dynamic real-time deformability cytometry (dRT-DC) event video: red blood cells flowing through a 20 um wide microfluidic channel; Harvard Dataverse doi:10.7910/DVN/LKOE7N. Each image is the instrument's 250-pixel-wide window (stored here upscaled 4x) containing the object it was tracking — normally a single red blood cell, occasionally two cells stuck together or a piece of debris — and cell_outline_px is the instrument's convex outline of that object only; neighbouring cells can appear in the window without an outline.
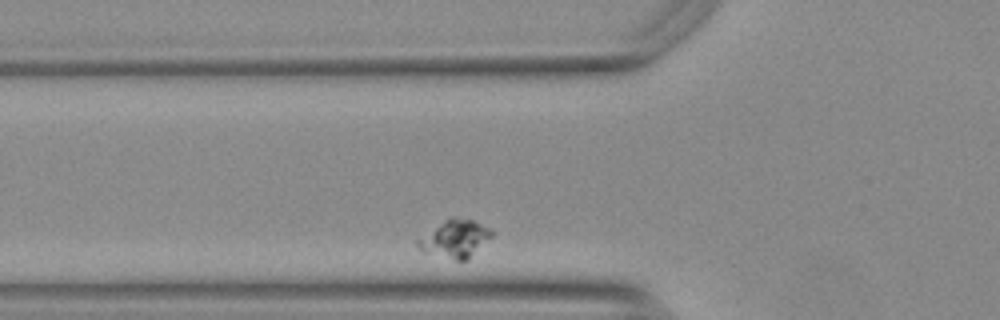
{"species": "Egyptian fruit bat (a non-hibernating species)", "species_latin": "Rousettus aegyptiacus", "temperature_condition": "warm", "stored_images_in_passage": 31, "segment_of_instrument_passage": [2, 2], "camera_frame_rate_fps": 3000, "um_per_image_px": 0.085, "animal": {"sex": "female"}, "frame": {"image": 1, "passage_image": 5, "time_ms": 1.333, "image_size_px": [1000, 320], "cell_outline_px": [[492, 236], [468, 260], [456, 260], [424, 252], [416, 244], [416, 240], [444, 220], [472, 220], [492, 228]], "centroid_in_image_um": [38.69, 20.33], "position_along_channel_um": 87.1, "area_um2": 15.66}}
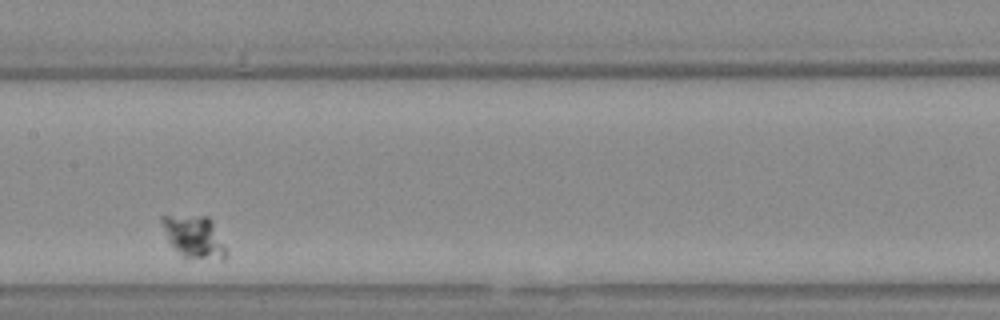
{"frame": {"image": 2, "passage_image": 15, "time_ms": 4.667, "image_size_px": [1000, 320], "cell_outline_px": [[228, 256], [224, 260], [184, 256], [168, 240], [160, 220], [160, 216], [208, 216], [224, 244]], "centroid_in_image_um": [16.52, 20.12], "position_along_channel_um": 190.9, "area_um2": 15.26}}
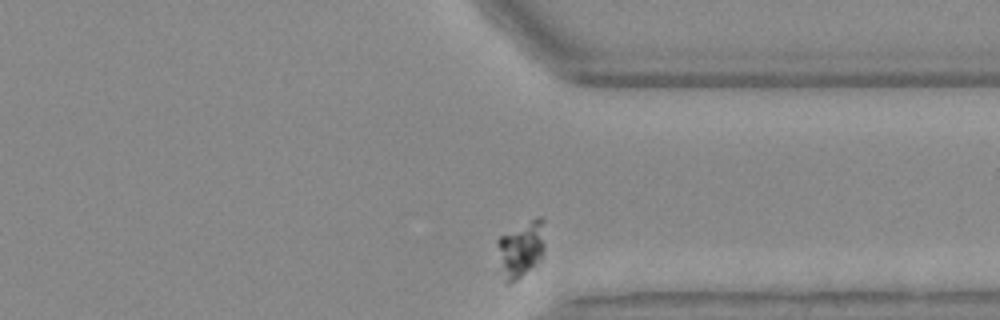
{"frame": {"image": 3, "passage_image": 31, "time_ms": 10.0, "image_size_px": [1000, 320], "cell_outline_px": [[544, 248], [540, 260], [516, 280], [508, 284], [504, 280], [496, 244], [496, 240], [500, 236], [536, 216], [540, 216], [544, 220]], "centroid_in_image_um": [44.29, 21.12], "position_along_channel_um": 367.1, "area_um2": 15.55}}